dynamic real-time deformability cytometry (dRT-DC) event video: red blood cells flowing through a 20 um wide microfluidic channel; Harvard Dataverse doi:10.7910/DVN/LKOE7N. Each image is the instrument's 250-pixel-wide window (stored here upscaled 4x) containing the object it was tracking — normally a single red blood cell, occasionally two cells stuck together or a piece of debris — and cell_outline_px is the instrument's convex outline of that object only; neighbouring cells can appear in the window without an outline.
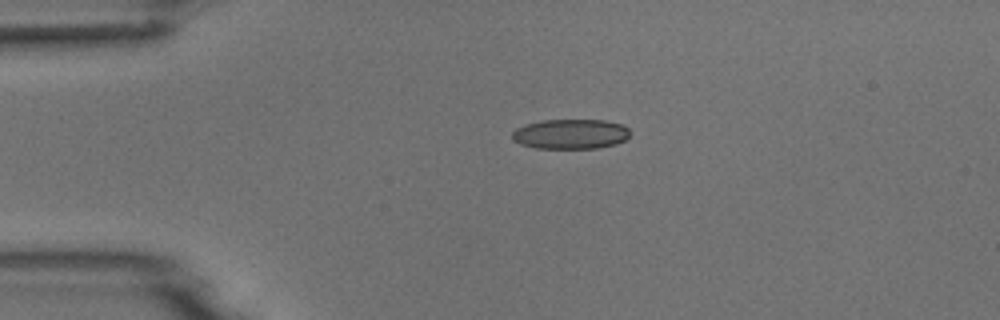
{"species": "common noctule bat (a hibernating species)", "species_latin": "Nyctalus noctula", "temperature_condition": "room temperature", "stored_images_in_passage": 2, "camera_frame_rate_fps": 3000, "um_per_image_px": 0.085, "animal": {"sex": "male", "body_mass_g": 18.8}, "frame": {"image": 1, "passage_image": 1, "time_ms": 0.0, "image_size_px": [1000, 320], "cell_outline_px": [[628, 136], [624, 140], [616, 144], [600, 148], [536, 148], [520, 144], [512, 140], [512, 132], [516, 128], [524, 124], [540, 120], [604, 120], [624, 124], [628, 128]], "centroid_in_image_um": [48.47, 11.39], "position_along_channel_um": 36.5, "area_um2": 20.69}}